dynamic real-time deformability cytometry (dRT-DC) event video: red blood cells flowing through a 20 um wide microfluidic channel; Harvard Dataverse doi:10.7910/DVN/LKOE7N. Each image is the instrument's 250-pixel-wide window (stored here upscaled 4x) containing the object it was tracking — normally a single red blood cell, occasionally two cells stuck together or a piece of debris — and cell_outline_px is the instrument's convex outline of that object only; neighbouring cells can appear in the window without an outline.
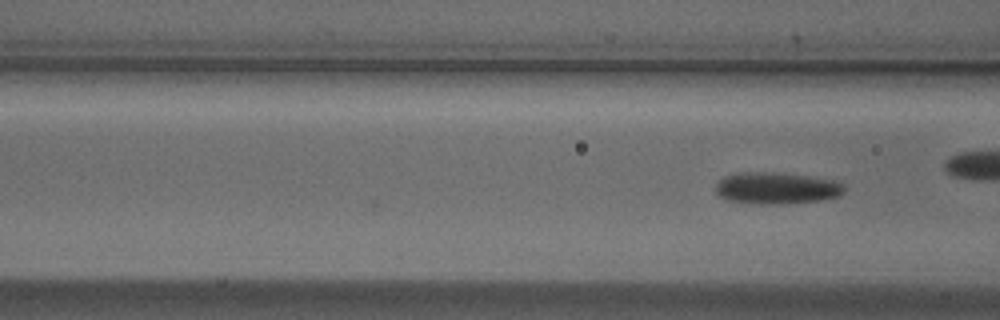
{"species": "Egyptian fruit bat (a non-hibernating species)", "species_latin": "Rousettus aegyptiacus", "temperature_condition": "cold", "stored_images_in_passage": 7, "camera_frame_rate_fps": 3000, "um_per_image_px": 0.085, "animal": {"sex": "male"}, "frame": {"image": 1, "passage_image": 7, "time_ms": 2.0, "image_size_px": [1000, 320], "cell_outline_px": [[844, 192], [840, 196], [820, 200], [776, 204], [748, 204], [728, 200], [720, 196], [716, 192], [716, 184], [724, 176], [740, 172], [764, 172], [808, 176], [832, 180], [844, 184]], "centroid_in_image_um": [65.98, 16.0], "position_along_channel_um": 100.6, "area_um2": 23.64}}